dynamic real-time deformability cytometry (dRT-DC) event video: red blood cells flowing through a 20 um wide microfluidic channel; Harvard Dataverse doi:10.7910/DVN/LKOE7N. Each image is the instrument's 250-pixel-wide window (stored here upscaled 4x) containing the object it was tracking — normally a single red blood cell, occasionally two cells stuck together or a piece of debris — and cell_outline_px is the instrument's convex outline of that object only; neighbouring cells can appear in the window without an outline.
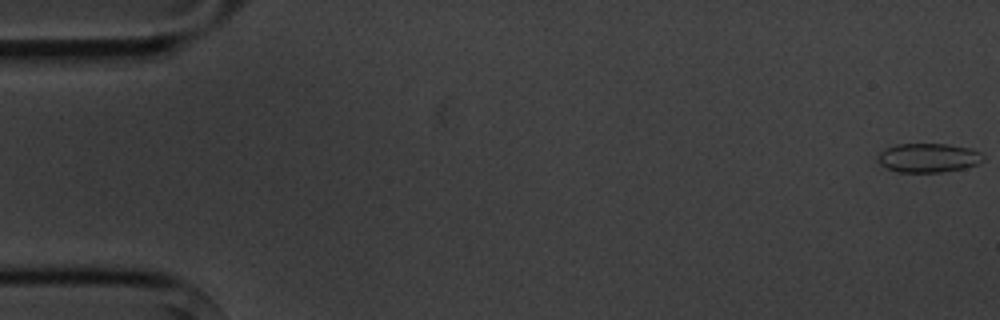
{"species": "common noctule bat (a hibernating species)", "species_latin": "Nyctalus noctula", "temperature_condition": "cold", "stored_images_in_passage": 8, "camera_frame_rate_fps": 3000, "um_per_image_px": 0.085, "animal": {"sex": "male", "body_mass_g": 20.1, "forearm_length_mm": 53.5}, "frame": {"image": 1, "passage_image": 1, "time_ms": 0.0, "image_size_px": [1000, 320], "cell_outline_px": [[984, 160], [976, 164], [964, 168], [944, 172], [896, 172], [880, 164], [876, 160], [876, 156], [884, 148], [896, 144], [948, 144], [972, 148], [980, 152], [984, 156]], "centroid_in_image_um": [78.89, 13.41], "position_along_channel_um": 6.1, "area_um2": 18.09}}
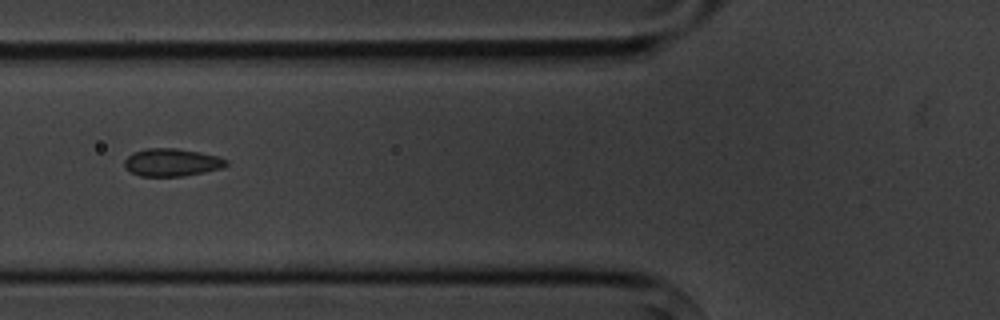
{"frame": {"image": 2, "passage_image": 6, "time_ms": 6.667, "image_size_px": [1000, 320], "cell_outline_px": [[228, 164], [224, 168], [184, 176], [140, 176], [124, 168], [124, 160], [132, 152], [148, 148], [176, 148], [200, 152], [216, 156], [228, 160]], "centroid_in_image_um": [14.6, 13.8], "position_along_channel_um": 111.2, "area_um2": 16.53}}
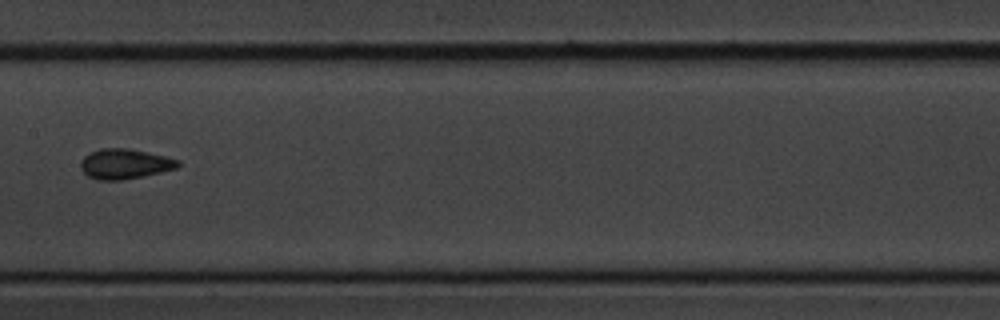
{"frame": {"image": 3, "passage_image": 8, "time_ms": 9.0, "image_size_px": [1000, 320], "cell_outline_px": [[180, 164], [176, 168], [160, 172], [120, 180], [100, 180], [88, 176], [80, 168], [80, 160], [84, 156], [100, 148], [128, 148], [164, 156], [180, 160]], "centroid_in_image_um": [10.57, 13.92], "position_along_channel_um": 196.8, "area_um2": 16.82}}